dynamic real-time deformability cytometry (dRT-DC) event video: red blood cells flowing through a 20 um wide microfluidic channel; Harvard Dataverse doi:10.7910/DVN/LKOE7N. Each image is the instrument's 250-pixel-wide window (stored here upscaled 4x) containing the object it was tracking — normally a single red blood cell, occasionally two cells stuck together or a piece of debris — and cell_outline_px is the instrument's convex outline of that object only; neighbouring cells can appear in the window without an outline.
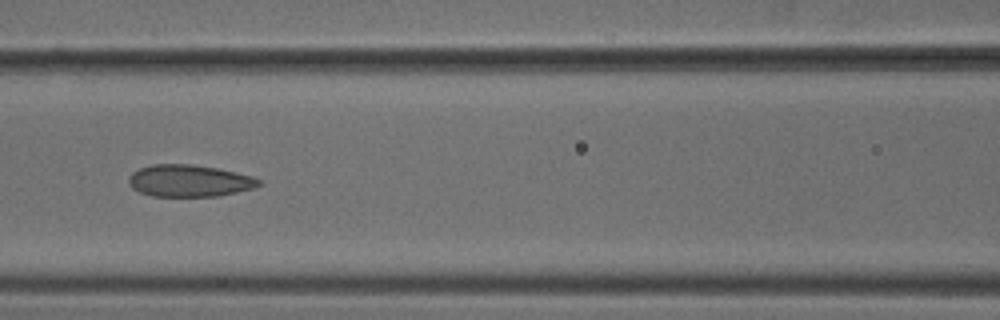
{"species": "common noctule bat (a hibernating species)", "species_latin": "Nyctalus noctula", "temperature_condition": "cold", "stored_images_in_passage": 9, "camera_frame_rate_fps": 3000, "um_per_image_px": 0.085, "animal": {"sex": "male", "body_mass_g": 18.8}, "frame": {"image": 1, "passage_image": 6, "time_ms": 1.667, "image_size_px": [1000, 320], "cell_outline_px": [[260, 184], [256, 188], [216, 196], [152, 196], [140, 192], [132, 188], [128, 184], [128, 176], [132, 172], [140, 168], [152, 164], [192, 164], [216, 168], [252, 176], [260, 180]], "centroid_in_image_um": [16.05, 15.36], "position_along_channel_um": 150.5, "area_um2": 24.22}}
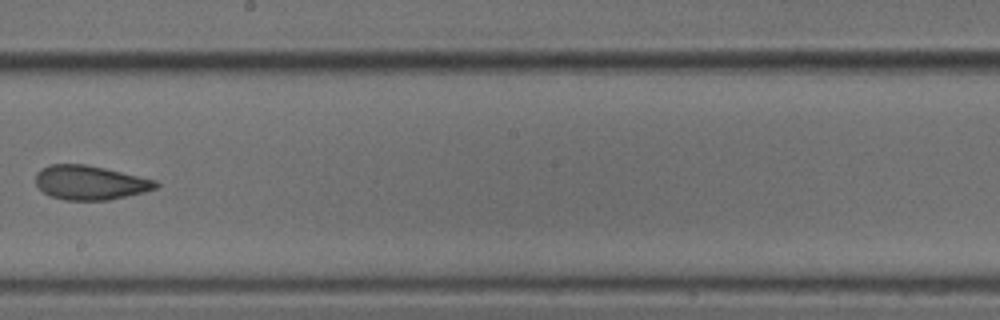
{"frame": {"image": 2, "passage_image": 8, "time_ms": 2.333, "image_size_px": [1000, 320], "cell_outline_px": [[160, 184], [156, 188], [144, 192], [108, 200], [64, 200], [52, 196], [44, 192], [36, 184], [36, 172], [40, 168], [52, 164], [84, 164], [104, 168], [156, 180]], "centroid_in_image_um": [7.65, 15.52], "position_along_channel_um": 240.6, "area_um2": 23.81}}
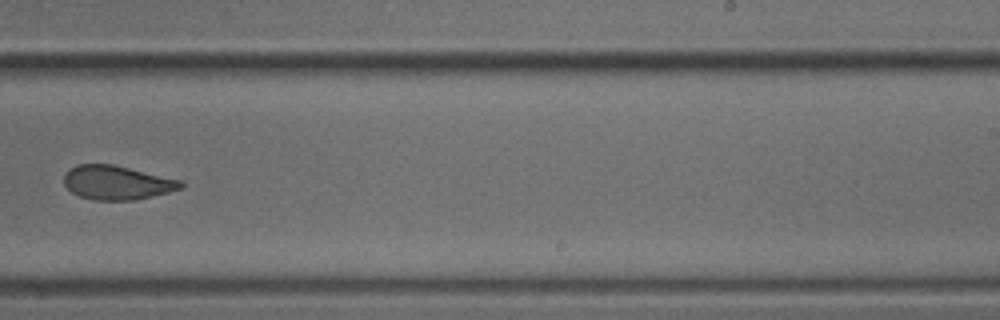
{"frame": {"image": 3, "passage_image": 9, "time_ms": 2.667, "image_size_px": [1000, 320], "cell_outline_px": [[184, 188], [136, 200], [92, 200], [80, 196], [72, 192], [64, 184], [64, 176], [76, 164], [112, 164], [180, 180], [184, 184]], "centroid_in_image_um": [9.94, 15.53], "position_along_channel_um": 279.1, "area_um2": 22.95}}